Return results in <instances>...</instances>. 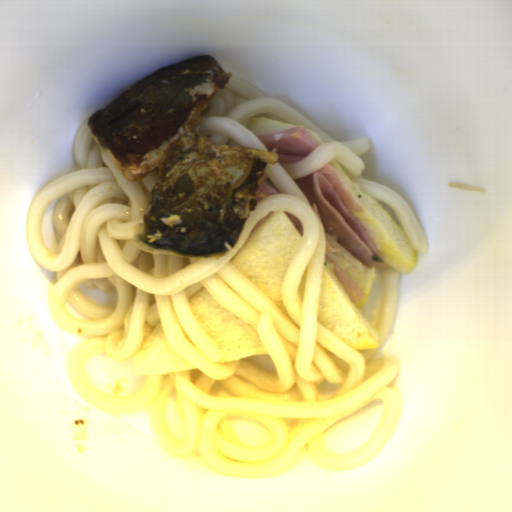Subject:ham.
<instances>
[{
  "label": "ham",
  "mask_w": 512,
  "mask_h": 512,
  "mask_svg": "<svg viewBox=\"0 0 512 512\" xmlns=\"http://www.w3.org/2000/svg\"><path fill=\"white\" fill-rule=\"evenodd\" d=\"M337 252L338 250L335 249L332 245V240L325 241V260L327 265L344 289L353 305L359 306L366 294L348 274H346L336 263H334L329 258V255Z\"/></svg>",
  "instance_id": "3"
},
{
  "label": "ham",
  "mask_w": 512,
  "mask_h": 512,
  "mask_svg": "<svg viewBox=\"0 0 512 512\" xmlns=\"http://www.w3.org/2000/svg\"><path fill=\"white\" fill-rule=\"evenodd\" d=\"M258 189L266 196L278 193L277 188L273 186L270 182L264 181L262 179Z\"/></svg>",
  "instance_id": "4"
},
{
  "label": "ham",
  "mask_w": 512,
  "mask_h": 512,
  "mask_svg": "<svg viewBox=\"0 0 512 512\" xmlns=\"http://www.w3.org/2000/svg\"><path fill=\"white\" fill-rule=\"evenodd\" d=\"M295 184L328 235L335 236L337 242L365 267L386 268L377 246L353 215L364 212L362 207L332 165L326 164L297 178Z\"/></svg>",
  "instance_id": "1"
},
{
  "label": "ham",
  "mask_w": 512,
  "mask_h": 512,
  "mask_svg": "<svg viewBox=\"0 0 512 512\" xmlns=\"http://www.w3.org/2000/svg\"><path fill=\"white\" fill-rule=\"evenodd\" d=\"M257 139L271 152L278 149L277 162L290 163L307 158L317 148V141L304 125L274 134L257 135Z\"/></svg>",
  "instance_id": "2"
}]
</instances>
